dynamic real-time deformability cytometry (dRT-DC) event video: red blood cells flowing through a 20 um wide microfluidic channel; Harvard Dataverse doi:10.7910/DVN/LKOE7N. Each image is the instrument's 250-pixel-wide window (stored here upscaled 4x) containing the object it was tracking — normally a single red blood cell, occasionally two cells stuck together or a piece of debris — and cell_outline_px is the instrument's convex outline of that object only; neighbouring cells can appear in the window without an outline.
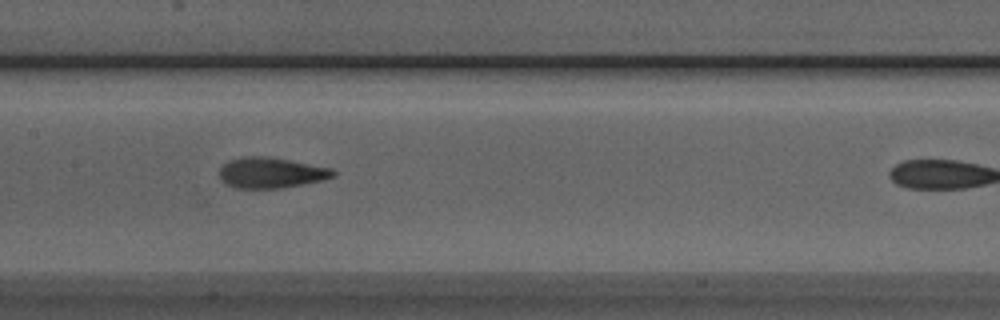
{"species": "Egyptian fruit bat (a non-hibernating species)", "species_latin": "Rousettus aegyptiacus", "temperature_condition": "room temperature", "stored_images_in_passage": 18, "camera_frame_rate_fps": 3000, "um_per_image_px": 0.085, "animal": {"sex": "male"}, "frame": {"image": 1, "passage_image": 11, "time_ms": 3.333, "image_size_px": [1000, 320], "cell_outline_px": [[336, 176], [324, 180], [280, 188], [236, 188], [224, 184], [220, 180], [220, 168], [228, 160], [244, 156], [268, 156], [332, 168], [336, 172]], "centroid_in_image_um": [23.03, 14.68], "position_along_channel_um": 184.4, "area_um2": 20.46}}
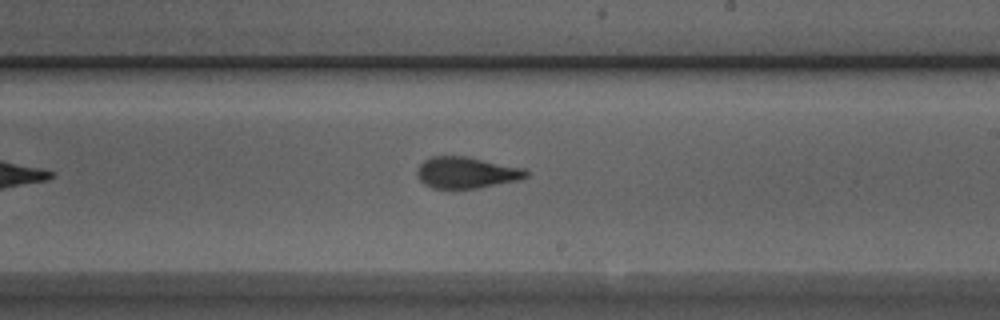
{"frame": {"image": 2, "passage_image": 16, "time_ms": 5.0, "image_size_px": [1000, 320], "cell_outline_px": [[528, 176], [520, 180], [476, 188], [432, 188], [424, 184], [416, 176], [416, 172], [420, 164], [424, 160], [432, 156], [468, 156], [524, 168], [528, 172]], "centroid_in_image_um": [39.64, 14.66], "position_along_channel_um": 249.4, "area_um2": 20.0}}